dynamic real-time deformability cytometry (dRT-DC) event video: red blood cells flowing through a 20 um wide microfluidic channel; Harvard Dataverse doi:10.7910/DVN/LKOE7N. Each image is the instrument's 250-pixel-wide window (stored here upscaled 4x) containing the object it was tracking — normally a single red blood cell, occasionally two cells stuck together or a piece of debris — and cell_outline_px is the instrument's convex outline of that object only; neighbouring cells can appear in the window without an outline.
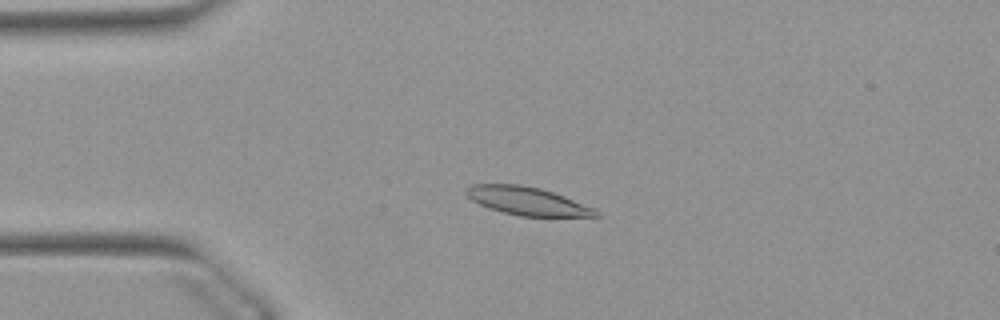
{"species": "Egyptian fruit bat (a non-hibernating species)", "species_latin": "Rousettus aegyptiacus", "temperature_condition": "warm", "stored_images_in_passage": 52, "camera_frame_rate_fps": 3000, "um_per_image_px": 0.085, "animal": {"sex": "female"}, "frame": {"image": 1, "passage_image": 12, "time_ms": 3.667, "image_size_px": [1000, 320], "cell_outline_px": [[604, 216], [520, 216], [488, 208], [472, 200], [464, 192], [464, 188], [472, 184], [520, 184], [540, 188], [564, 196], [596, 208]], "centroid_in_image_um": [44.83, 17.08], "position_along_channel_um": 40.2, "area_um2": 21.33}}
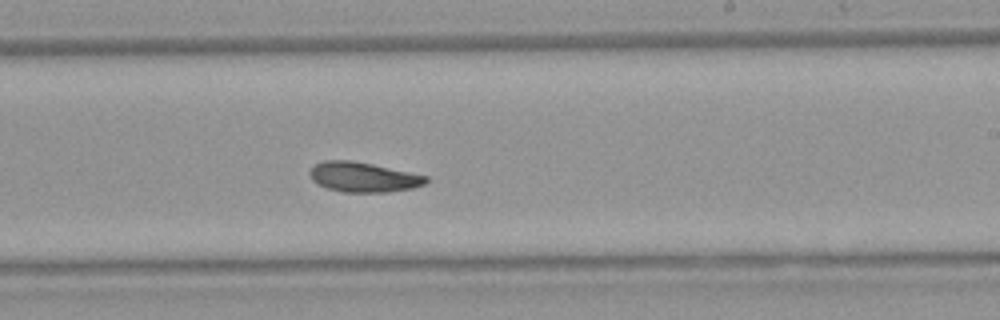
{"frame": {"image": 2, "passage_image": 31, "time_ms": 10.0, "image_size_px": [1000, 320], "cell_outline_px": [[428, 180], [424, 184], [412, 188], [388, 192], [340, 192], [316, 184], [312, 180], [308, 172], [316, 164], [324, 160], [352, 160], [372, 164], [428, 176]], "centroid_in_image_um": [30.85, 15.05], "position_along_channel_um": 258.1, "area_um2": 20.23}}
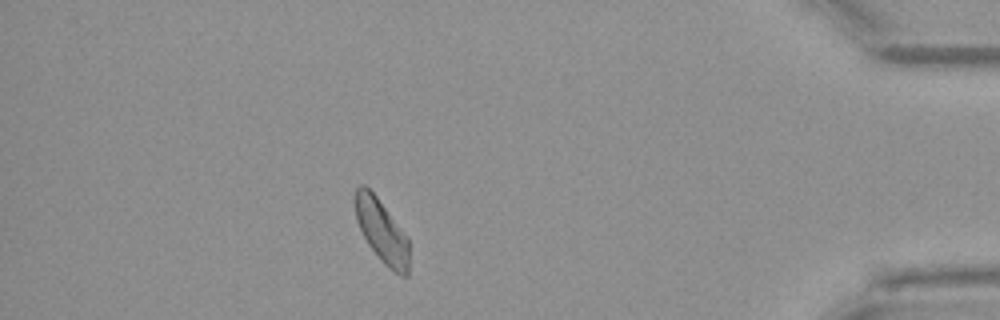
{"frame": {"image": 3, "passage_image": 46, "time_ms": 15.0, "image_size_px": [1000, 320], "cell_outline_px": [[408, 276], [400, 276], [388, 268], [380, 260], [368, 244], [356, 220], [356, 188], [360, 184], [364, 184], [376, 196], [408, 236]], "centroid_in_image_um": [32.47, 19.68], "position_along_channel_um": 402.7, "area_um2": 19.65}, "authors_computed_cell_mechanics": {"area_um2": 20.6635, "velocity_mm_per_s": 3.8691, "shape_relaxation_time_tau1_ms": 6.1528, "shape_relaxation_time_tau2_ms": 5.432, "deformation_change_tau1": 0.1685, "deformation_change_tau2": 0.1102}}